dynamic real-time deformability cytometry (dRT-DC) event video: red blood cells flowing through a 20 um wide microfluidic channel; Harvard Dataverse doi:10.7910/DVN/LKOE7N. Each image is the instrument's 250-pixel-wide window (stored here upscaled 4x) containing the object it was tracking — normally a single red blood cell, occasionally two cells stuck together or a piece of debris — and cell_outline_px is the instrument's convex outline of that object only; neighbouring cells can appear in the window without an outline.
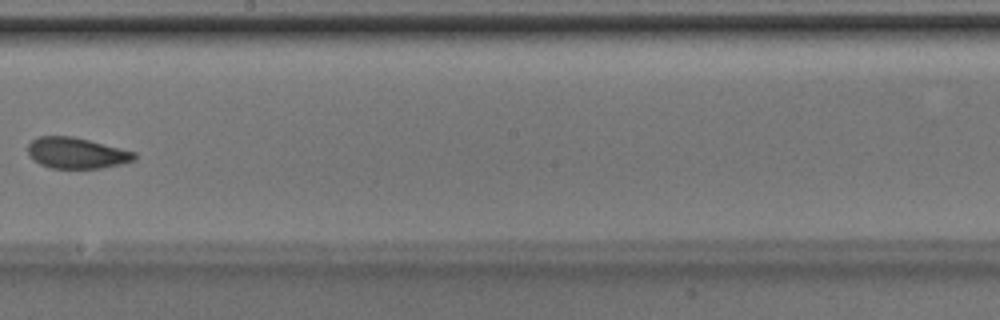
{"species": "Egyptian fruit bat (a non-hibernating species)", "species_latin": "Rousettus aegyptiacus", "temperature_condition": "room temperature", "stored_images_in_passage": 6, "camera_frame_rate_fps": 3000, "um_per_image_px": 0.085, "animal": {"sex": "male"}, "frame": {"image": 1, "passage_image": 6, "time_ms": 1.667, "image_size_px": [1000, 320], "cell_outline_px": [[136, 160], [120, 164], [100, 168], [52, 168], [40, 164], [28, 152], [28, 144], [36, 136], [72, 136], [136, 152]], "centroid_in_image_um": [6.52, 13.0], "position_along_channel_um": 241.7, "area_um2": 19.02}}